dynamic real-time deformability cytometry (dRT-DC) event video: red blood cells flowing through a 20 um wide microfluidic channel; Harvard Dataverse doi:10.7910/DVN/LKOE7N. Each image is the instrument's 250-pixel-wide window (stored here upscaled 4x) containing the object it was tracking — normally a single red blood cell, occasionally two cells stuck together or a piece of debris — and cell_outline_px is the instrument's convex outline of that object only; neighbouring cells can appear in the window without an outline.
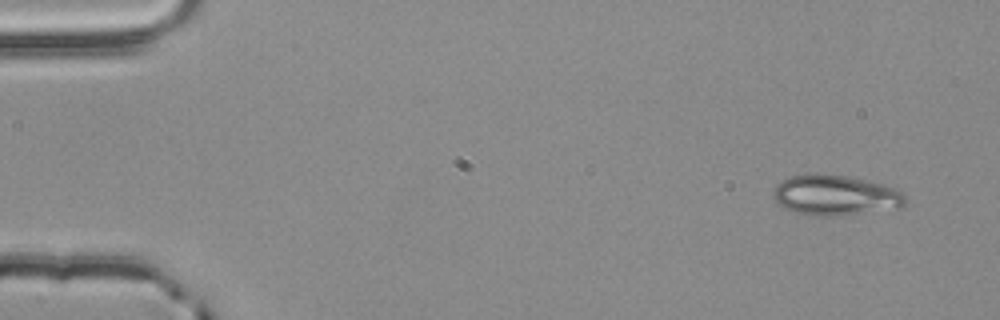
{"species": "common noctule bat (a hibernating species)", "species_latin": "Nyctalus noctula", "temperature_condition": "room temperature", "stored_images_in_passage": 5, "camera_frame_rate_fps": 3000, "um_per_image_px": 0.085, "animal": {"sex": "male", "body_mass_g": 20.4}, "frame": {"image": 1, "passage_image": 1, "time_ms": 0.0, "image_size_px": [1000, 320], "cell_outline_px": [[908, 200], [900, 208], [840, 216], [816, 216], [796, 212], [780, 204], [772, 196], [776, 184], [780, 180], [792, 176], [824, 172], [848, 176], [884, 184], [900, 192]], "centroid_in_image_um": [71.01, 16.58], "position_along_channel_um": 14.0, "area_um2": 31.21}}